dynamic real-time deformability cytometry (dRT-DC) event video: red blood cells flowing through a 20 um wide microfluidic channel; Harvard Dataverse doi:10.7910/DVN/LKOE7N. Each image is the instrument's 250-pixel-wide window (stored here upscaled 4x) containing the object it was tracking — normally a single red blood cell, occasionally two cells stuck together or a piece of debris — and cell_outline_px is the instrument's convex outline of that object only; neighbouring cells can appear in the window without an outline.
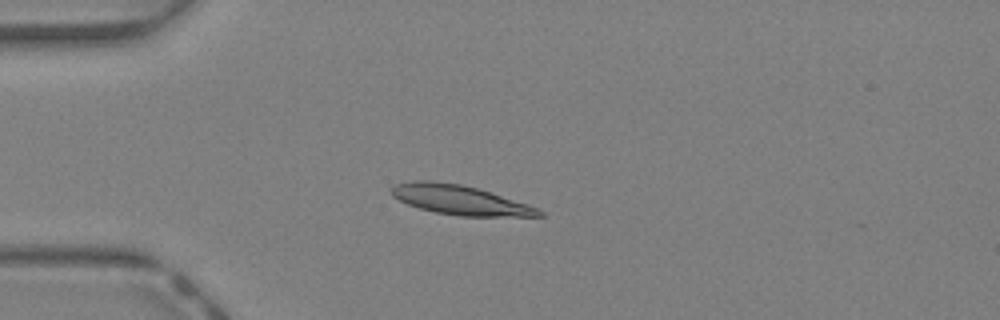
{"species": "Egyptian fruit bat (a non-hibernating species)", "species_latin": "Rousettus aegyptiacus", "temperature_condition": "warm", "stored_images_in_passage": 43, "camera_frame_rate_fps": 3000, "um_per_image_px": 0.085, "animal": {"sex": "female"}, "frame": {"image": 1, "passage_image": 11, "time_ms": 3.333, "image_size_px": [1000, 320], "cell_outline_px": [[544, 216], [460, 216], [436, 212], [420, 208], [408, 204], [392, 196], [388, 192], [388, 188], [396, 184], [412, 180], [428, 180], [460, 184], [476, 188], [528, 204], [544, 212]], "centroid_in_image_um": [39.03, 16.98], "position_along_channel_um": 46.0, "area_um2": 25.2}}
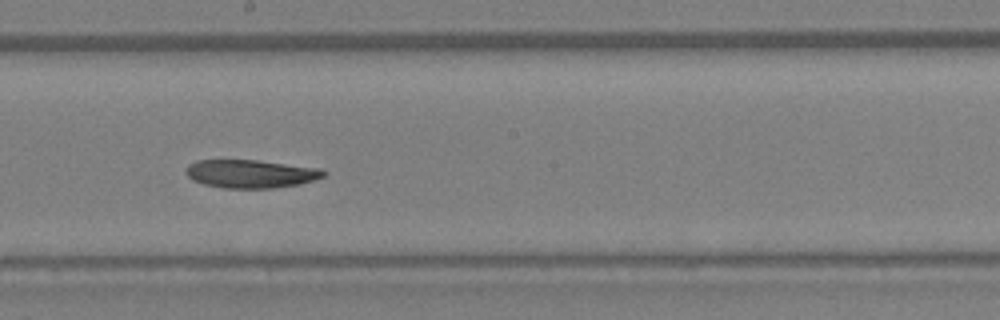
{"frame": {"image": 2, "passage_image": 24, "time_ms": 7.667, "image_size_px": [1000, 320], "cell_outline_px": [[328, 172], [324, 176], [300, 184], [272, 188], [224, 188], [204, 184], [192, 180], [188, 176], [188, 164], [196, 160], [256, 160], [320, 168]], "centroid_in_image_um": [21.33, 14.77], "position_along_channel_um": 226.9, "area_um2": 22.48}}
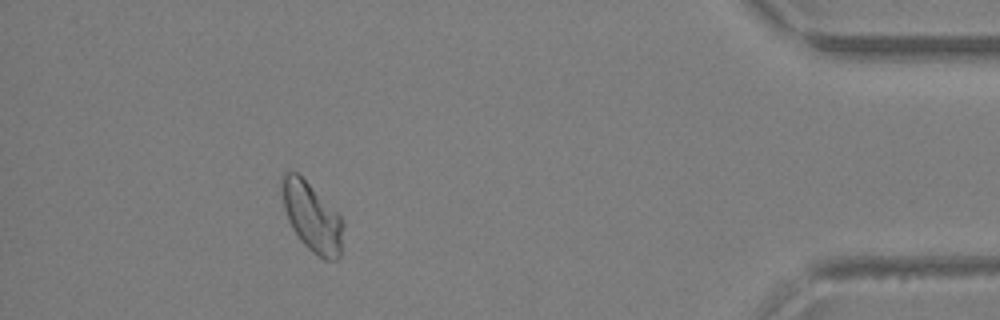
{"frame": {"image": 3, "passage_image": 39, "time_ms": 12.667, "image_size_px": [1000, 320], "cell_outline_px": [[344, 224], [340, 256], [336, 260], [324, 260], [312, 252], [300, 240], [292, 228], [288, 220], [284, 208], [280, 184], [280, 176], [284, 172], [296, 172], [340, 216]], "centroid_in_image_um": [26.49, 18.48], "position_along_channel_um": 408.7, "area_um2": 24.33}, "authors_computed_cell_mechanics": {"area_um2": 24.0448, "velocity_mm_per_s": 4.6865, "shape_relaxation_time_tau1_ms": 4.5509, "shape_relaxation_time_tau2_ms": null, "deformation_change_tau1": 0.1292, "deformation_change_tau2": null}}